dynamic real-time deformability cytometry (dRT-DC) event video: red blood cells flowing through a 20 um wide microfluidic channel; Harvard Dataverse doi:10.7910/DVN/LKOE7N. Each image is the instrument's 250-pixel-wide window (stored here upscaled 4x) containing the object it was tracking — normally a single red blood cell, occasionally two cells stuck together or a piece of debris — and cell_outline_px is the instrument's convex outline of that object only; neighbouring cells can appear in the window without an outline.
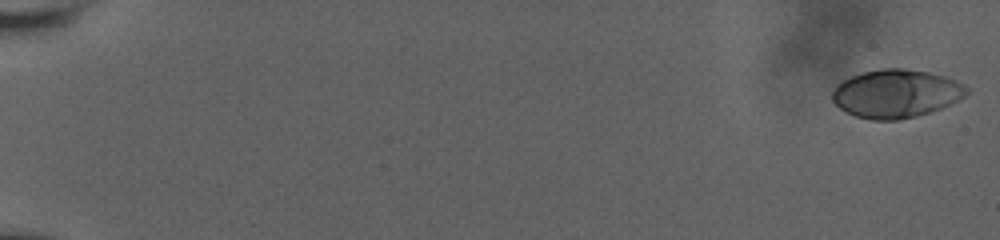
{"species": "human", "species_latin": "Homo sapiens", "temperature_condition": "room temperature", "stored_images_in_passage": 58, "camera_frame_rate_fps": 3000, "um_per_image_px": 0.085, "donor": {"sex": "male"}, "frame": {"image": 1, "passage_image": 1, "time_ms": 0.0, "image_size_px": [1000, 240], "cell_outline_px": [[968, 92], [964, 96], [940, 108], [916, 116], [900, 120], [872, 120], [856, 116], [840, 108], [832, 100], [832, 92], [836, 84], [852, 76], [864, 72], [880, 68], [904, 68], [928, 72], [944, 76], [956, 80], [968, 88]], "centroid_in_image_um": [76.14, 7.95], "position_along_channel_um": 8.9, "area_um2": 37.51}}
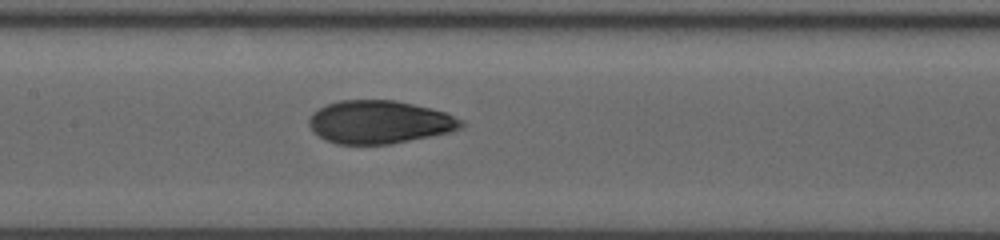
{"frame": {"image": 2, "passage_image": 31, "time_ms": 10.0, "image_size_px": [1000, 240], "cell_outline_px": [[464, 124], [460, 128], [448, 132], [392, 144], [336, 144], [312, 132], [308, 124], [308, 120], [312, 112], [328, 104], [340, 100], [396, 100], [432, 108], [444, 112], [464, 120]], "centroid_in_image_um": [32.24, 10.37], "position_along_channel_um": 175.2, "area_um2": 38.15}}
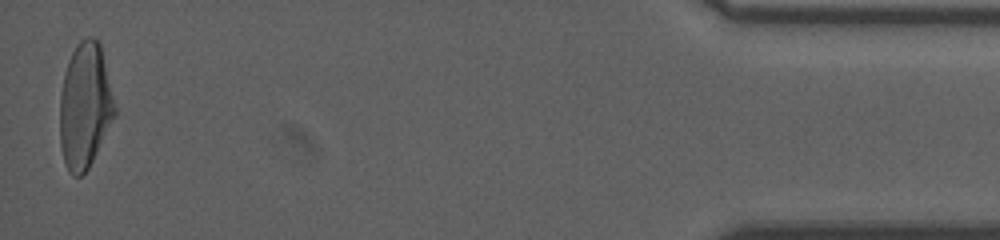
{"frame": {"image": 3, "passage_image": 57, "time_ms": 18.667, "image_size_px": [1000, 240], "cell_outline_px": [[116, 116], [88, 168], [80, 176], [72, 176], [68, 172], [64, 164], [60, 144], [60, 96], [64, 72], [68, 60], [76, 44], [80, 40], [88, 36], [92, 36], [100, 44], [116, 108]], "centroid_in_image_um": [7.21, 9.01], "position_along_channel_um": 428.0, "area_um2": 40.29}, "authors_computed_cell_mechanics": {"area_um2": 38.0035, "velocity_mm_per_s": 3.8361, "shape_relaxation_time_tau1_ms": 5.6333, "shape_relaxation_time_tau2_ms": 1.0952, "deformation_change_tau1": 0.2198, "deformation_change_tau2": 0.0611}}